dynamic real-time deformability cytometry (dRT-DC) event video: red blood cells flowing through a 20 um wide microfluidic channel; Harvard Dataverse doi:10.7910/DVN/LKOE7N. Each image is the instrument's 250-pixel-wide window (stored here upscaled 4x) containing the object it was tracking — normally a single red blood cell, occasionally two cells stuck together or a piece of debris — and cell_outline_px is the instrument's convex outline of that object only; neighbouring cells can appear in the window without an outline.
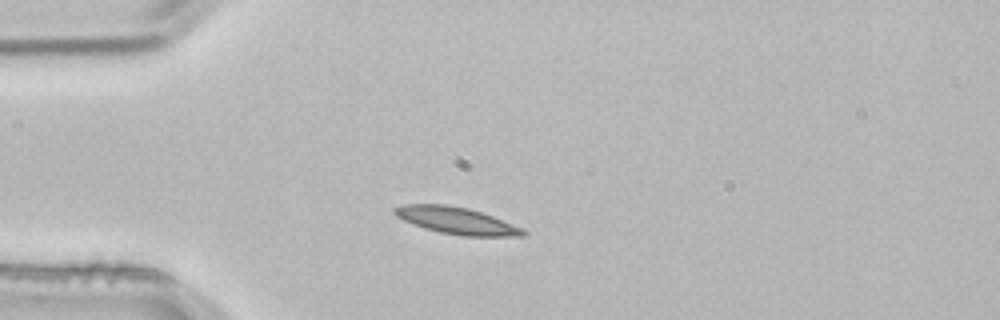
{"species": "common noctule bat (a hibernating species)", "species_latin": "Nyctalus noctula", "temperature_condition": "room temperature", "stored_images_in_passage": 1, "camera_frame_rate_fps": 3000, "um_per_image_px": 0.085, "animal": {"sex": "male", "body_mass_g": 21.5, "forearm_length_mm": 52.0}, "frame": {"image": 1, "passage_image": 1, "time_ms": 0.0, "image_size_px": [1000, 320], "cell_outline_px": [[528, 236], [460, 236], [440, 232], [424, 228], [412, 224], [396, 216], [392, 212], [392, 208], [404, 204], [444, 204], [468, 208], [492, 216], [524, 228], [528, 232]], "centroid_in_image_um": [38.81, 18.76], "position_along_channel_um": 46.2, "area_um2": 20.29}}